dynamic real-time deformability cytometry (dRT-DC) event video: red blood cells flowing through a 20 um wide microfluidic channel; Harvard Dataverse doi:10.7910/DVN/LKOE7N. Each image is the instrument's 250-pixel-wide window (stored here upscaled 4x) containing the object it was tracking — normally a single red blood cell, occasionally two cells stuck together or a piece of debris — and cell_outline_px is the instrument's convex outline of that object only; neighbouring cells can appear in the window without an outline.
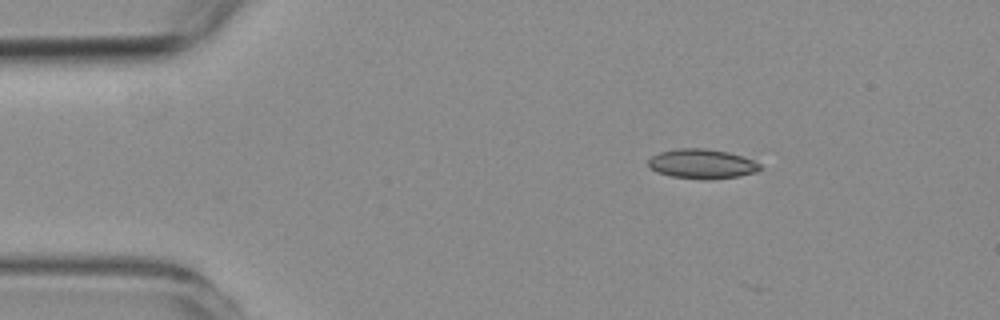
{"species": "common noctule bat (a hibernating species)", "species_latin": "Nyctalus noctula", "temperature_condition": "room temperature", "stored_images_in_passage": 2, "camera_frame_rate_fps": 3000, "um_per_image_px": 0.085, "animal": {"sex": "female", "body_mass_g": 19.3, "forearm_length_mm": 54.1}, "frame": {"image": 1, "passage_image": 1, "time_ms": 0.0, "image_size_px": [1000, 320], "cell_outline_px": [[764, 168], [756, 172], [740, 176], [712, 180], [704, 180], [672, 176], [656, 172], [648, 168], [648, 160], [652, 156], [660, 152], [680, 148], [704, 148], [728, 152], [744, 156], [760, 164]], "centroid_in_image_um": [59.69, 13.94], "position_along_channel_um": 25.3, "area_um2": 19.54}}